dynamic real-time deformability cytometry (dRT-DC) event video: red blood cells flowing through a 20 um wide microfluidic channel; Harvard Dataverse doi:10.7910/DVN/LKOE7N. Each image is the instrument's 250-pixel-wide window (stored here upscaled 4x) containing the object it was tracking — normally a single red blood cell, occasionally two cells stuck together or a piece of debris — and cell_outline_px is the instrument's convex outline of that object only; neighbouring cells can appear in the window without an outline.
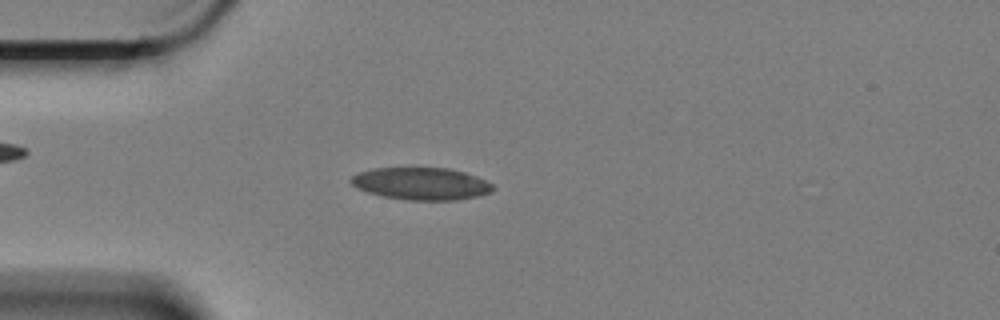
{"species": "Egyptian fruit bat (a non-hibernating species)", "species_latin": "Rousettus aegyptiacus", "temperature_condition": "cold", "stored_images_in_passage": 4, "camera_frame_rate_fps": 3000, "um_per_image_px": 0.085, "animal": {"sex": "female"}, "frame": {"image": 1, "passage_image": 4, "time_ms": 1.0, "image_size_px": [1000, 320], "cell_outline_px": [[496, 188], [492, 192], [480, 196], [456, 200], [408, 200], [384, 196], [368, 192], [356, 188], [348, 180], [352, 176], [360, 172], [376, 168], [448, 168], [464, 172], [476, 176], [492, 184]], "centroid_in_image_um": [35.83, 15.62], "position_along_channel_um": 49.2, "area_um2": 26.7}}